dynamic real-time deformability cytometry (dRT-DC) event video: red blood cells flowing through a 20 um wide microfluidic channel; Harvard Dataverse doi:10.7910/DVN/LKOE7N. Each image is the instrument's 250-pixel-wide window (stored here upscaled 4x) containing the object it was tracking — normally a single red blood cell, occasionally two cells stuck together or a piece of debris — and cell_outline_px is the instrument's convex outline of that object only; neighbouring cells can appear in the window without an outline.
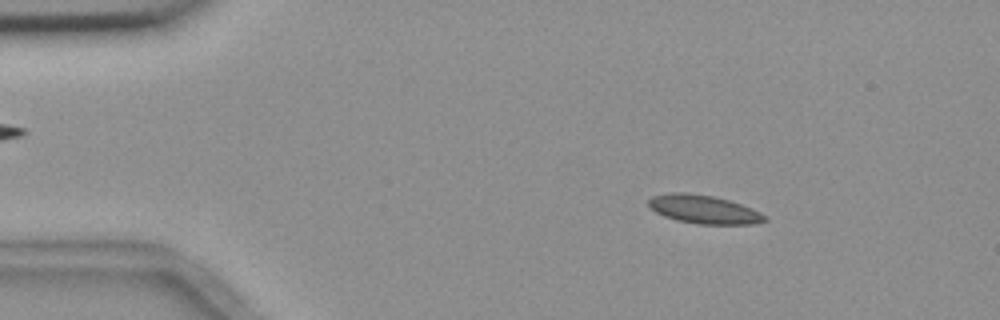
{"species": "common noctule bat (a hibernating species)", "species_latin": "Nyctalus noctula", "temperature_condition": "room temperature", "stored_images_in_passage": 4, "camera_frame_rate_fps": 3000, "um_per_image_px": 0.085, "animal": {"sex": "female", "body_mass_g": 18.4}, "frame": {"image": 1, "passage_image": 2, "time_ms": 1.333, "image_size_px": [1000, 320], "cell_outline_px": [[768, 220], [752, 224], [700, 224], [676, 220], [664, 216], [656, 212], [648, 204], [648, 200], [652, 196], [672, 192], [688, 192], [712, 196], [728, 200], [740, 204], [760, 212], [768, 216]], "centroid_in_image_um": [59.82, 17.79], "position_along_channel_um": 25.2, "area_um2": 19.19}}